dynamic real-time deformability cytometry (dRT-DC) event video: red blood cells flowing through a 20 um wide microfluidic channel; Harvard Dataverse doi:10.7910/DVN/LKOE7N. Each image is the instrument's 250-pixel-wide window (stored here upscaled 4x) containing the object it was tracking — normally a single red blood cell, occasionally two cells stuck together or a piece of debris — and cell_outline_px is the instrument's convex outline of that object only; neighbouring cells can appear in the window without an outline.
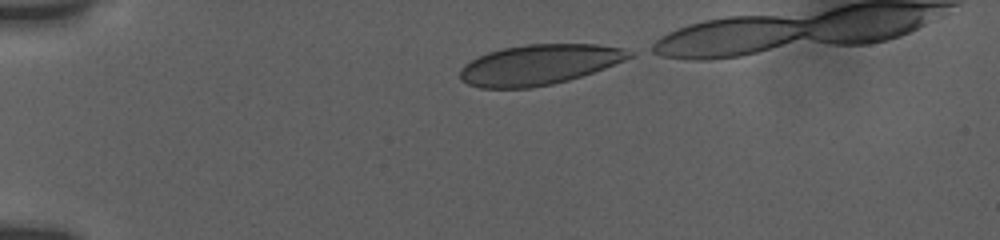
{"species": "human", "species_latin": "Homo sapiens", "temperature_condition": "room temperature", "stored_images_in_passage": 43, "camera_frame_rate_fps": 3000, "um_per_image_px": 0.085, "donor": {"sex": "female"}, "frame": {"image": 1, "passage_image": 1, "time_ms": 0.0, "image_size_px": [1000, 240], "cell_outline_px": [[636, 56], [604, 68], [568, 80], [552, 84], [528, 88], [480, 88], [468, 84], [460, 80], [460, 68], [464, 64], [488, 52], [504, 48], [528, 44], [596, 44], [624, 48], [636, 52]], "centroid_in_image_um": [45.85, 5.49], "position_along_channel_um": 39.1, "area_um2": 39.71}}
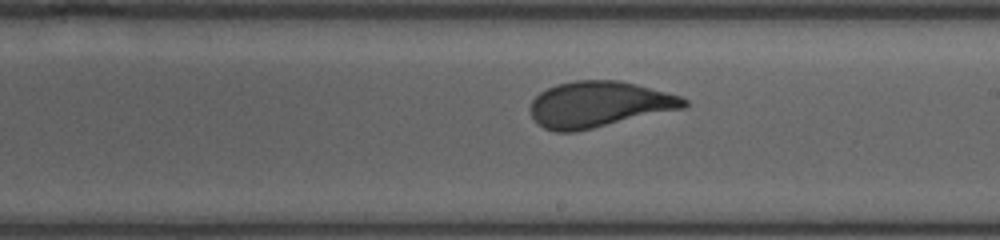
{"frame": {"image": 2, "passage_image": 27, "time_ms": 6.667, "image_size_px": [1000, 240], "cell_outline_px": [[688, 104], [684, 108], [576, 132], [556, 132], [544, 128], [532, 116], [528, 108], [532, 100], [540, 92], [556, 84], [576, 80], [620, 80], [636, 84], [680, 96], [688, 100]], "centroid_in_image_um": [50.89, 8.87], "position_along_channel_um": 238.1, "area_um2": 41.1}}
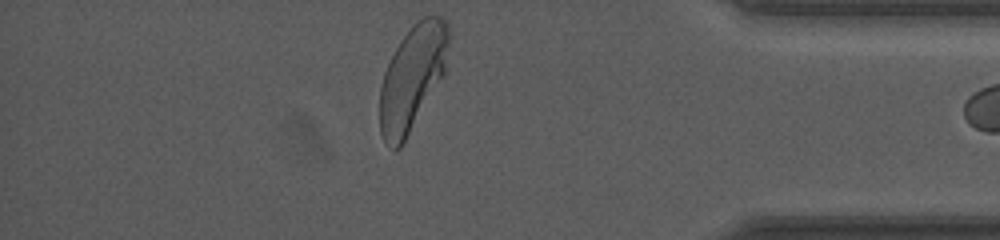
{"frame": {"image": 3, "passage_image": 42, "time_ms": 11.667, "image_size_px": [1000, 240], "cell_outline_px": [[448, 44], [444, 76], [404, 144], [396, 152], [384, 140], [380, 132], [380, 84], [384, 72], [400, 40], [412, 24], [416, 20], [424, 16], [440, 16], [448, 24]], "centroid_in_image_um": [35.05, 6.64], "position_along_channel_um": 400.2, "area_um2": 42.48}}